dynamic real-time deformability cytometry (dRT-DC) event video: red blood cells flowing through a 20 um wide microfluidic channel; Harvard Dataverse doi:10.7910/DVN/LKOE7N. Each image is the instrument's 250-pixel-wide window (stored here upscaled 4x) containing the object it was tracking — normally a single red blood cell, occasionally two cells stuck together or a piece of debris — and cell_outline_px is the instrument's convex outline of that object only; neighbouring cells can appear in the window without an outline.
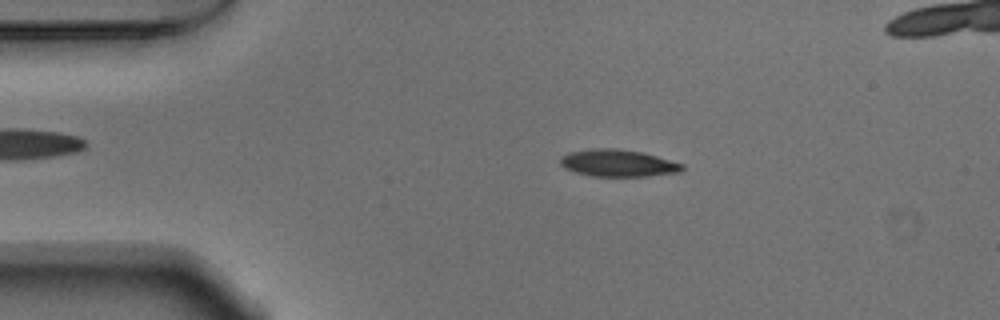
{"species": "Egyptian fruit bat (a non-hibernating species)", "species_latin": "Rousettus aegyptiacus", "temperature_condition": "warm", "stored_images_in_passage": 39, "camera_frame_rate_fps": 3000, "um_per_image_px": 0.085, "animal": {"sex": "male"}, "frame": {"image": 1, "passage_image": 10, "time_ms": 3.0, "image_size_px": [1000, 320], "cell_outline_px": [[684, 168], [680, 172], [648, 176], [592, 176], [576, 172], [564, 168], [560, 164], [560, 156], [568, 152], [596, 148], [616, 148], [644, 152], [684, 164]], "centroid_in_image_um": [52.53, 13.86], "position_along_channel_um": 32.5, "area_um2": 19.36}}
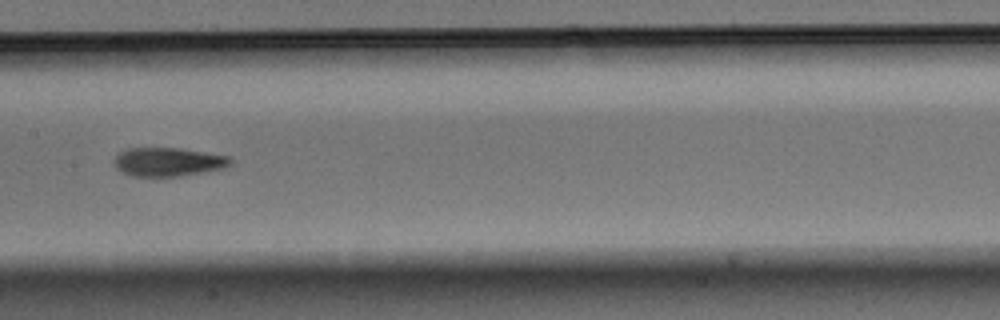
{"frame": {"image": 2, "passage_image": 26, "time_ms": 8.333, "image_size_px": [1000, 320], "cell_outline_px": [[232, 164], [224, 168], [204, 172], [180, 176], [132, 176], [116, 168], [112, 160], [120, 152], [128, 148], [176, 148], [232, 156]], "centroid_in_image_um": [14.32, 13.76], "position_along_channel_um": 193.1, "area_um2": 19.48}}
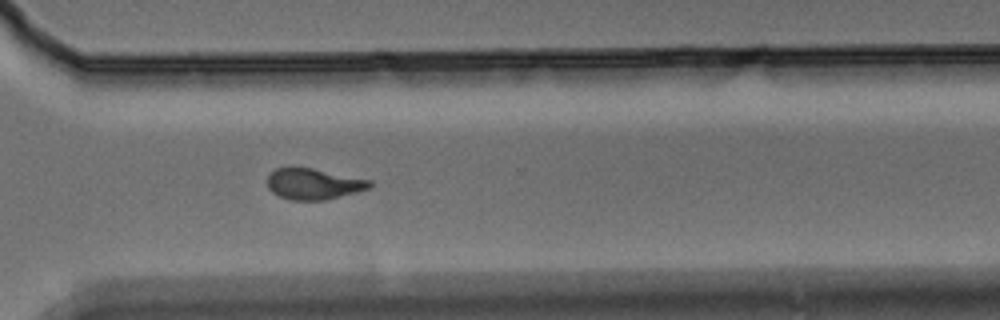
{"frame": {"image": 3, "passage_image": 38, "time_ms": 12.333, "image_size_px": [1000, 320], "cell_outline_px": [[372, 184], [368, 188], [356, 192], [324, 200], [288, 200], [272, 192], [268, 188], [268, 176], [276, 168], [288, 164], [296, 164], [372, 180]], "centroid_in_image_um": [26.6, 15.58], "position_along_channel_um": 344.0, "area_um2": 19.07}}